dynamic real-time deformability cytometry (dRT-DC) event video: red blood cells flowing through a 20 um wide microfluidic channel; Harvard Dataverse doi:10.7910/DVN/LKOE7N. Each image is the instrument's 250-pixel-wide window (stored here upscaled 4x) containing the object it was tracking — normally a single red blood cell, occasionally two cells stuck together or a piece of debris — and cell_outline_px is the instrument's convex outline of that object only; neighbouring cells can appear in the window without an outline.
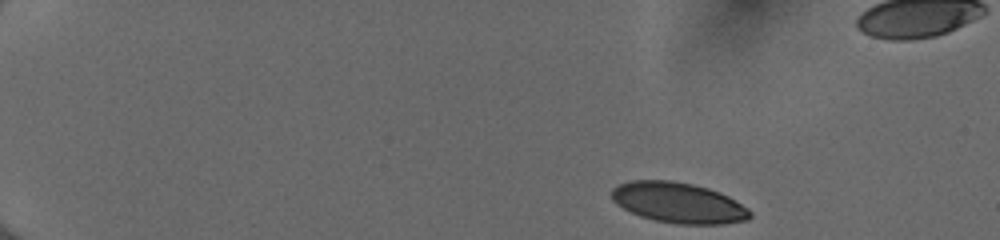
{"species": "human", "species_latin": "Homo sapiens", "temperature_condition": "cold", "stored_images_in_passage": 46, "camera_frame_rate_fps": 3000, "um_per_image_px": 0.085, "donor": {"sex": "female"}, "frame": {"image": 1, "passage_image": 1, "time_ms": 0.0, "image_size_px": [1000, 240], "cell_outline_px": [[752, 216], [748, 220], [724, 224], [676, 224], [656, 220], [640, 216], [616, 204], [612, 200], [612, 188], [628, 180], [672, 180], [692, 184], [708, 188], [720, 192], [728, 196], [748, 208], [752, 212]], "centroid_in_image_um": [57.68, 17.23], "position_along_channel_um": 27.3, "area_um2": 32.77}}
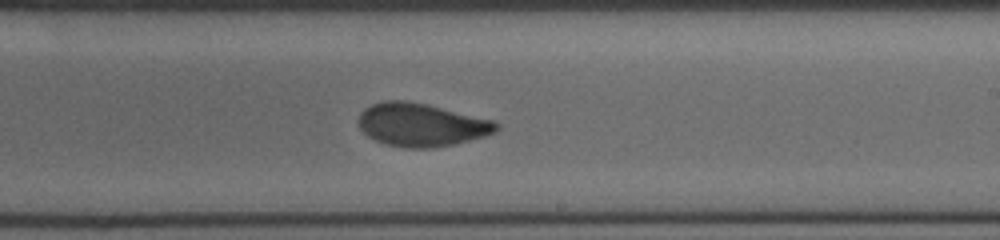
{"frame": {"image": 2, "passage_image": 27, "time_ms": 8.667, "image_size_px": [1000, 240], "cell_outline_px": [[500, 128], [496, 132], [484, 136], [452, 144], [432, 148], [404, 148], [384, 144], [368, 136], [360, 128], [360, 112], [364, 108], [372, 104], [384, 100], [404, 100], [424, 104], [496, 120], [500, 124]], "centroid_in_image_um": [35.84, 10.61], "position_along_channel_um": 253.2, "area_um2": 34.56}}
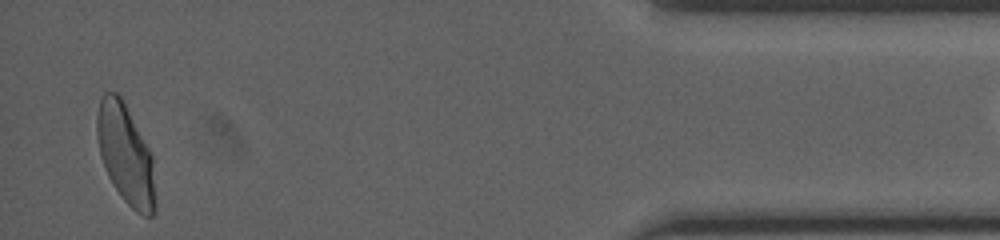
{"frame": {"image": 3, "passage_image": 44, "time_ms": 14.333, "image_size_px": [1000, 240], "cell_outline_px": [[156, 212], [152, 216], [144, 216], [136, 212], [120, 196], [112, 184], [108, 176], [100, 156], [96, 136], [96, 116], [100, 100], [104, 92], [116, 92], [120, 96], [152, 156], [156, 204]], "centroid_in_image_um": [10.66, 13.17], "position_along_channel_um": 424.5, "area_um2": 33.7}}